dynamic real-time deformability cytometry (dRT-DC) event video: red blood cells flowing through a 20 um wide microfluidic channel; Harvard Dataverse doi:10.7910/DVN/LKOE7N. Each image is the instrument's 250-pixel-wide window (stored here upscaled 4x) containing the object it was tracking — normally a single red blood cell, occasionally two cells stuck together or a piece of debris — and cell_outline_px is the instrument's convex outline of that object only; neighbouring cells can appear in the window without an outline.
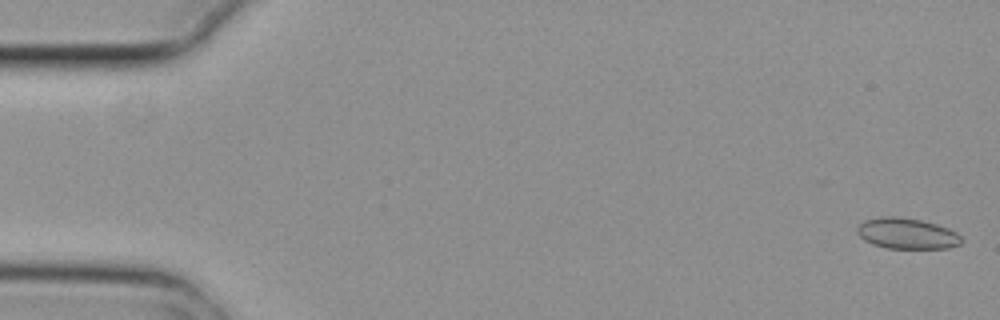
{"species": "common noctule bat (a hibernating species)", "species_latin": "Nyctalus noctula", "temperature_condition": "cold", "stored_images_in_passage": 3, "camera_frame_rate_fps": 3000, "um_per_image_px": 0.085, "animal": {"sex": "female", "body_mass_g": 29.2, "forearm_length_mm": 56.3}, "frame": {"image": 1, "passage_image": 1, "time_ms": 0.0, "image_size_px": [1000, 320], "cell_outline_px": [[964, 240], [960, 244], [948, 248], [884, 248], [872, 244], [864, 240], [856, 232], [856, 228], [864, 220], [880, 216], [896, 216], [920, 220], [936, 224], [948, 228], [956, 232]], "centroid_in_image_um": [77.07, 19.85], "position_along_channel_um": 7.9, "area_um2": 18.84}}